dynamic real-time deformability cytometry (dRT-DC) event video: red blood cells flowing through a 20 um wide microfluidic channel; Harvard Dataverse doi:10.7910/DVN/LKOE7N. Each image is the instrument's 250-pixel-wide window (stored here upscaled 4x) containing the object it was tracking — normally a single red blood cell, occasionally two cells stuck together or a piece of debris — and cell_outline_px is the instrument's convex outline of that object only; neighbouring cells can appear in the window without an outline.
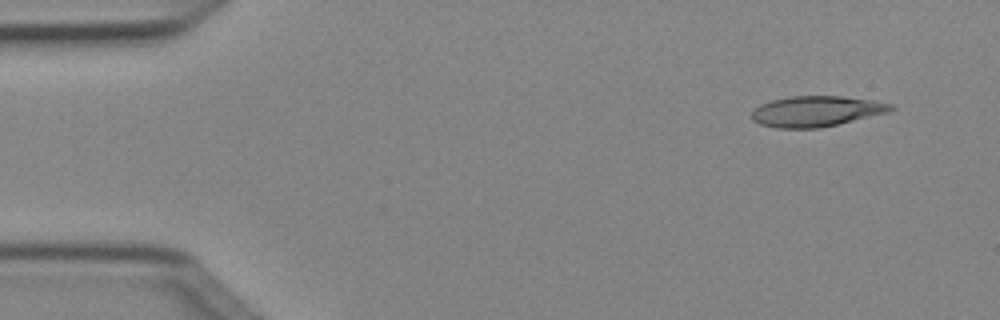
{"species": "Egyptian fruit bat (a non-hibernating species)", "species_latin": "Rousettus aegyptiacus", "temperature_condition": "cold", "stored_images_in_passage": 5, "segment_of_instrument_passage": [2, 2], "camera_frame_rate_fps": 3000, "um_per_image_px": 0.085, "animal": {"sex": "female"}, "frame": {"image": 1, "passage_image": 5, "time_ms": 1.333, "image_size_px": [1000, 320], "cell_outline_px": [[896, 108], [888, 112], [820, 128], [776, 128], [760, 124], [752, 120], [752, 112], [760, 104], [772, 100], [792, 96], [840, 96], [876, 100], [892, 104]], "centroid_in_image_um": [69.39, 9.45], "position_along_channel_um": 15.6, "area_um2": 24.74}}